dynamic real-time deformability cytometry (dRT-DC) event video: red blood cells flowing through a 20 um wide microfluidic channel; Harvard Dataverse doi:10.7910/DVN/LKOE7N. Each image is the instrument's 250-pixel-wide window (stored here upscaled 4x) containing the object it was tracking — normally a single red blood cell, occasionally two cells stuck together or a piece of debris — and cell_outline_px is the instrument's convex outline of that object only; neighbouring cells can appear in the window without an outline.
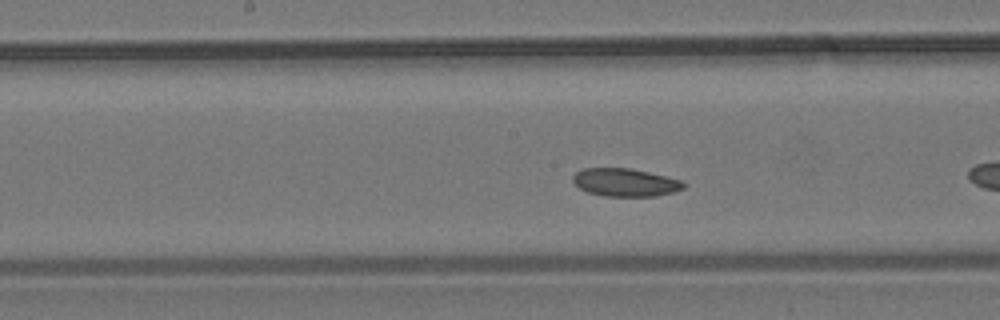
{"species": "common noctule bat (a hibernating species)", "species_latin": "Nyctalus noctula", "temperature_condition": "room temperature", "stored_images_in_passage": 40, "camera_frame_rate_fps": 3000, "um_per_image_px": 0.085, "animal": {"sex": "male", "body_mass_g": 19.2, "forearm_length_mm": 51.8}, "frame": {"image": 1, "passage_image": 12, "time_ms": 3.667, "image_size_px": [1000, 320], "cell_outline_px": [[684, 188], [672, 192], [656, 196], [604, 196], [588, 192], [580, 188], [572, 180], [572, 176], [576, 172], [584, 168], [628, 168], [648, 172], [680, 180], [684, 184]], "centroid_in_image_um": [53.1, 15.5], "position_along_channel_um": 195.1, "area_um2": 17.8}, "authors_computed_cell_mechanics": {"area_um2": 18.785, "velocity_mm_per_s": 3.6906, "shape_relaxation_time_tau1_ms": 1.4118, "shape_relaxation_time_tau2_ms": null, "deformation_change_tau1": 0.045, "deformation_change_tau2": null}}